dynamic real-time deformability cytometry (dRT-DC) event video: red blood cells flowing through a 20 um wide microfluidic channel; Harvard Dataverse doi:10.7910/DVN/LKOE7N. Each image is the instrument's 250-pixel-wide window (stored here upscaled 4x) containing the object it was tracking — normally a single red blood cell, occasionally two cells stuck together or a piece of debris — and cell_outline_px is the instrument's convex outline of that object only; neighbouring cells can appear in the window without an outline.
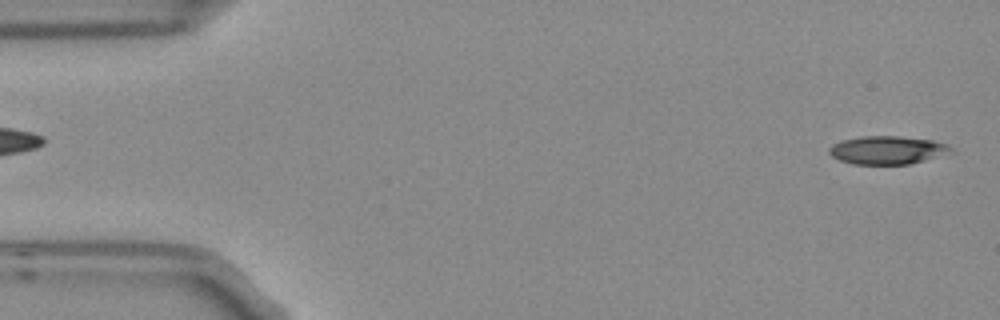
{"species": "Egyptian fruit bat (a non-hibernating species)", "species_latin": "Rousettus aegyptiacus", "temperature_condition": "room temperature", "stored_images_in_passage": 2, "segment_of_instrument_passage": [2, 2], "camera_frame_rate_fps": 3000, "um_per_image_px": 0.085, "frame": {"image": 1, "passage_image": 2, "time_ms": 0.333, "image_size_px": [1000, 320], "cell_outline_px": [[956, 152], [908, 164], [852, 164], [840, 160], [832, 156], [828, 152], [828, 148], [832, 144], [840, 140], [860, 136], [900, 136], [932, 140], [948, 144]], "centroid_in_image_um": [75.43, 12.75], "position_along_channel_um": 9.6, "area_um2": 20.23}}